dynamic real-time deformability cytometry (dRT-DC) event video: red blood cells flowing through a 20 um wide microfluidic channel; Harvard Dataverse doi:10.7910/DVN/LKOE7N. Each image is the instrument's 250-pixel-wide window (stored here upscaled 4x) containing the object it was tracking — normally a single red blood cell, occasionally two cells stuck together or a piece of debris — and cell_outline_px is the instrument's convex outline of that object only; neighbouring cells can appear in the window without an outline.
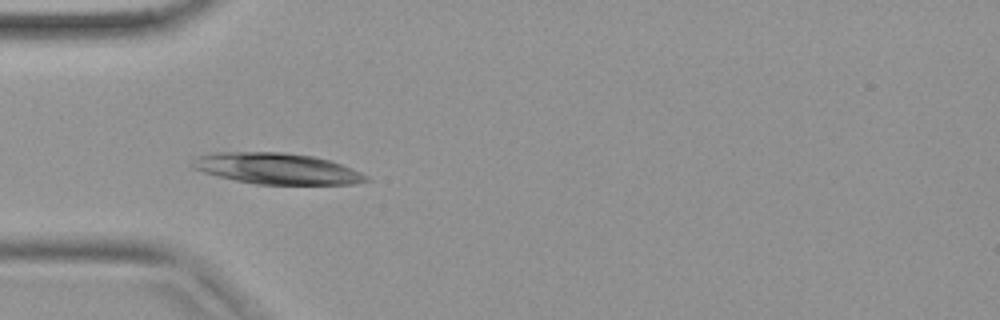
{"species": "common noctule bat (a hibernating species)", "species_latin": "Nyctalus noctula", "temperature_condition": "warm", "stored_images_in_passage": 30, "camera_frame_rate_fps": 3000, "um_per_image_px": 0.085, "animal": {"sex": "female", "body_mass_g": 19.9}, "frame": {"image": 1, "passage_image": 5, "time_ms": 1.333, "image_size_px": [1000, 320], "cell_outline_px": [[368, 180], [352, 184], [256, 184], [236, 180], [204, 172], [192, 168], [196, 156], [216, 152], [284, 152], [312, 156], [328, 160], [340, 164], [360, 172], [368, 176]], "centroid_in_image_um": [23.52, 14.32], "position_along_channel_um": 61.5, "area_um2": 30.98}}
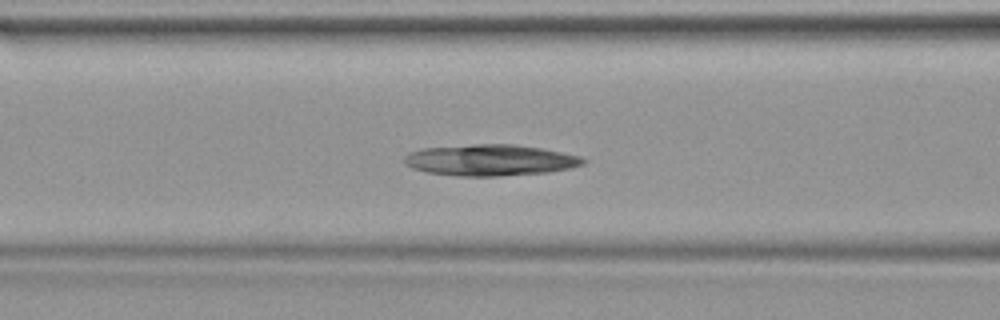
{"frame": {"image": 2, "passage_image": 9, "time_ms": 2.667, "image_size_px": [1000, 320], "cell_outline_px": [[588, 160], [584, 164], [572, 168], [548, 172], [500, 176], [456, 176], [428, 172], [412, 168], [404, 160], [404, 156], [408, 152], [424, 148], [472, 144], [512, 144], [540, 148], [580, 156]], "centroid_in_image_um": [41.68, 13.61], "position_along_channel_um": 124.9, "area_um2": 32.54}}